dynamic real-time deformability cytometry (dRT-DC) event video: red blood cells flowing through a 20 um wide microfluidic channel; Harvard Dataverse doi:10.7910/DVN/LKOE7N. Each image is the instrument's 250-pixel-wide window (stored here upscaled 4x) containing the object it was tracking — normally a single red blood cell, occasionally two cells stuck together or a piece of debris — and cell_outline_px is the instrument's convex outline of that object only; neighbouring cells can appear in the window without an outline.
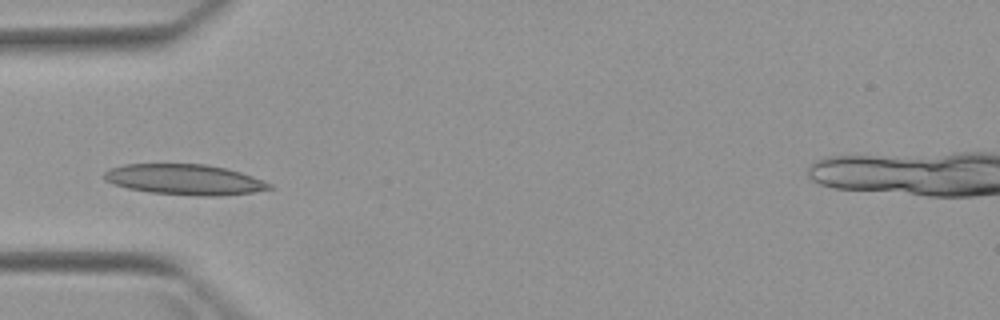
{"species": "Egyptian fruit bat (a non-hibernating species)", "species_latin": "Rousettus aegyptiacus", "temperature_condition": "warm", "stored_images_in_passage": 4, "camera_frame_rate_fps": 3000, "um_per_image_px": 0.085, "animal": {"sex": "female"}, "frame": {"image": 1, "passage_image": 3, "time_ms": 2.667, "image_size_px": [1000, 320], "cell_outline_px": [[276, 188], [252, 192], [216, 196], [196, 196], [148, 192], [128, 188], [112, 184], [104, 180], [104, 172], [108, 168], [124, 164], [204, 164], [224, 168], [240, 172], [252, 176], [272, 184]], "centroid_in_image_um": [15.66, 15.26], "position_along_channel_um": 69.3, "area_um2": 29.48}}
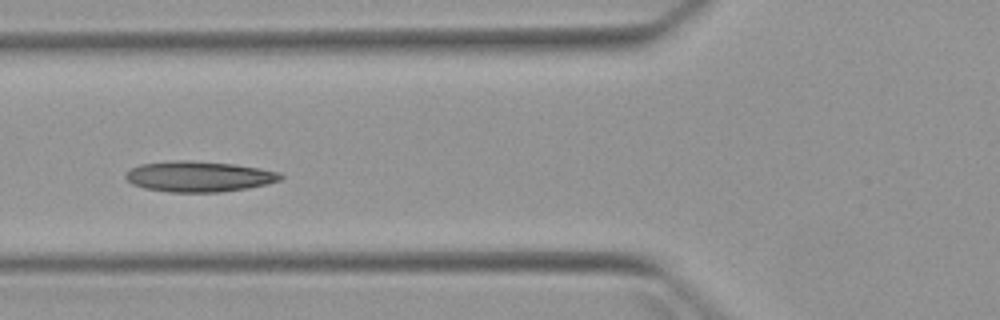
{"frame": {"image": 2, "passage_image": 4, "time_ms": 3.667, "image_size_px": [1000, 320], "cell_outline_px": [[284, 176], [280, 180], [268, 184], [248, 188], [220, 192], [168, 192], [144, 188], [132, 184], [124, 176], [132, 168], [140, 164], [172, 160], [192, 160], [236, 164], [260, 168], [280, 172]], "centroid_in_image_um": [16.93, 14.99], "position_along_channel_um": 108.9, "area_um2": 27.86}}